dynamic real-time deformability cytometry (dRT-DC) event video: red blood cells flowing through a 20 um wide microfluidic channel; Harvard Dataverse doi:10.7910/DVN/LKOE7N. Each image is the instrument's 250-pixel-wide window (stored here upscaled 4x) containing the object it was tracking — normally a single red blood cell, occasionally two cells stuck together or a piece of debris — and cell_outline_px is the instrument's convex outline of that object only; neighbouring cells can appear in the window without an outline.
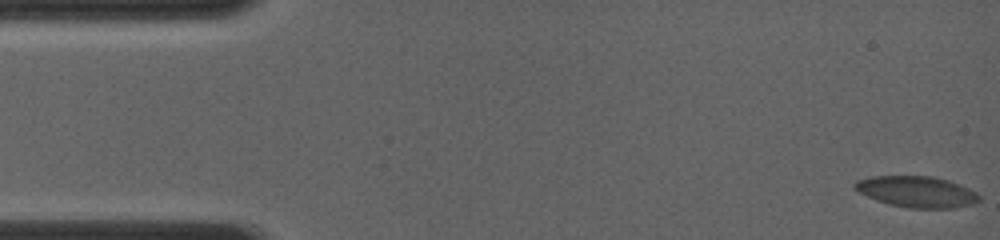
{"species": "common noctule bat (a hibernating species)", "species_latin": "Nyctalus noctula", "temperature_condition": "room temperature", "stored_images_in_passage": 13, "camera_frame_rate_fps": 4000, "um_per_image_px": 0.085, "animal": {"sex": "female", "body_mass_g": 19.0, "forearm_length_mm": 56.7}, "frame": {"image": 1, "passage_image": 1, "time_ms": 0.0, "image_size_px": [1000, 240], "cell_outline_px": [[980, 200], [972, 204], [956, 208], [908, 208], [888, 204], [868, 196], [852, 188], [852, 184], [856, 180], [872, 176], [932, 176], [948, 180], [960, 184], [976, 192], [980, 196]], "centroid_in_image_um": [77.92, 16.29], "position_along_channel_um": 7.1, "area_um2": 22.66}}
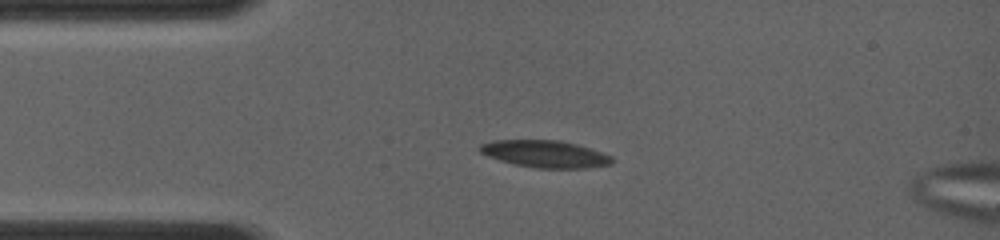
{"frame": {"image": 2, "passage_image": 10, "time_ms": 3.5, "image_size_px": [1000, 240], "cell_outline_px": [[612, 164], [588, 168], [536, 168], [516, 164], [500, 160], [488, 156], [480, 152], [476, 148], [480, 144], [492, 140], [560, 140], [576, 144], [612, 156]], "centroid_in_image_um": [46.3, 13.08], "position_along_channel_um": 38.7, "area_um2": 20.81}}